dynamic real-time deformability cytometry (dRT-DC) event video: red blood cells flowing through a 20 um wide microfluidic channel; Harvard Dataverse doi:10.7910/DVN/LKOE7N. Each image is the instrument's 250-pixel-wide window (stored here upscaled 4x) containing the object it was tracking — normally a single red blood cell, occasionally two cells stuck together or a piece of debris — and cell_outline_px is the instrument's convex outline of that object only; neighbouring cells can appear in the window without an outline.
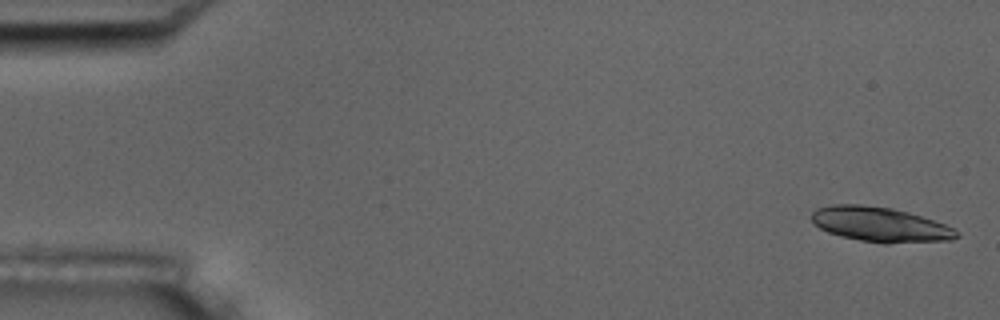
{"species": "common noctule bat (a hibernating species)", "species_latin": "Nyctalus noctula", "temperature_condition": "room temperature", "stored_images_in_passage": 6, "camera_frame_rate_fps": 3000, "um_per_image_px": 0.085, "animal": {"sex": "male", "body_mass_g": 17.5, "forearm_length_mm": 52.3}, "frame": {"image": 1, "passage_image": 1, "time_ms": 0.0, "image_size_px": [1000, 320], "cell_outline_px": [[960, 236], [952, 240], [888, 244], [884, 244], [860, 240], [840, 236], [828, 232], [820, 228], [812, 220], [812, 212], [816, 208], [832, 204], [860, 204], [892, 208], [908, 212], [944, 224], [960, 232]], "centroid_in_image_um": [74.82, 19.09], "position_along_channel_um": 10.2, "area_um2": 29.48}}